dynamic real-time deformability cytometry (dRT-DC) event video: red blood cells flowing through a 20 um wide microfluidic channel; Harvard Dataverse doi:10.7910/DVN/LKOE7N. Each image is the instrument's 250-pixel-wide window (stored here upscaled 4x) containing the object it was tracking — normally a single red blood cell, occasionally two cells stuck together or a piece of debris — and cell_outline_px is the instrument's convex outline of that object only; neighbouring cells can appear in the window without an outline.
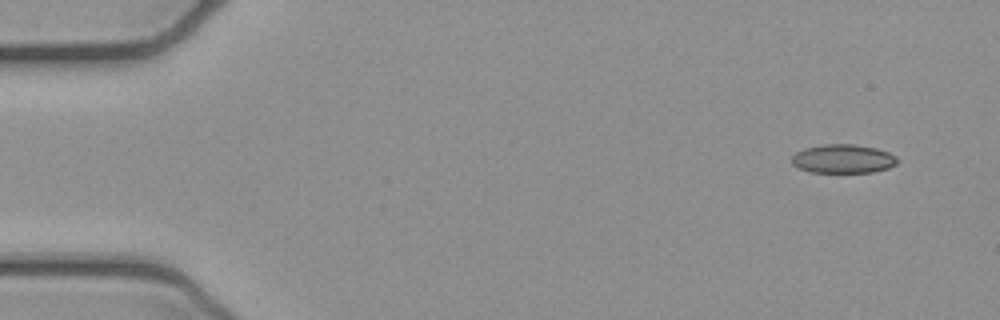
{"species": "common noctule bat (a hibernating species)", "species_latin": "Nyctalus noctula", "temperature_condition": "cold", "stored_images_in_passage": 5, "camera_frame_rate_fps": 3000, "um_per_image_px": 0.085, "animal": {"sex": "female", "body_mass_g": 21.9}, "frame": {"image": 1, "passage_image": 1, "time_ms": 0.0, "image_size_px": [1000, 320], "cell_outline_px": [[896, 164], [888, 168], [872, 172], [812, 172], [800, 168], [792, 164], [792, 156], [796, 152], [804, 148], [824, 144], [852, 144], [876, 148], [888, 152], [896, 156]], "centroid_in_image_um": [71.65, 13.49], "position_along_channel_um": 13.4, "area_um2": 17.57}}
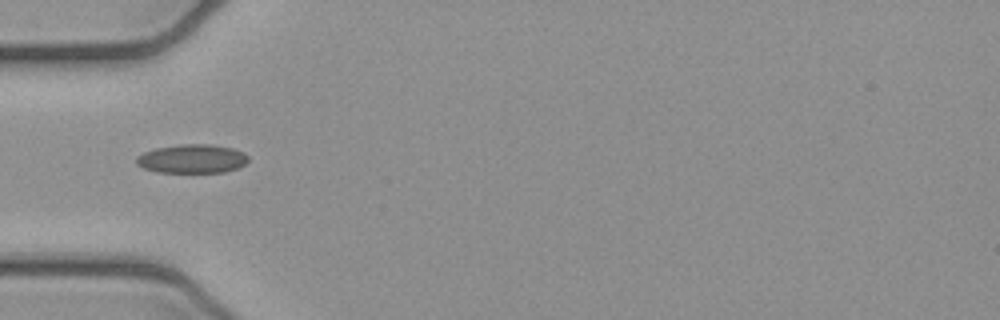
{"frame": {"image": 2, "passage_image": 4, "time_ms": 1.0, "image_size_px": [1000, 320], "cell_outline_px": [[248, 160], [240, 168], [224, 172], [156, 172], [144, 168], [136, 164], [136, 156], [144, 152], [156, 148], [184, 144], [208, 144], [232, 148], [244, 152], [248, 156]], "centroid_in_image_um": [16.34, 13.5], "position_along_channel_um": 68.7, "area_um2": 18.79}}
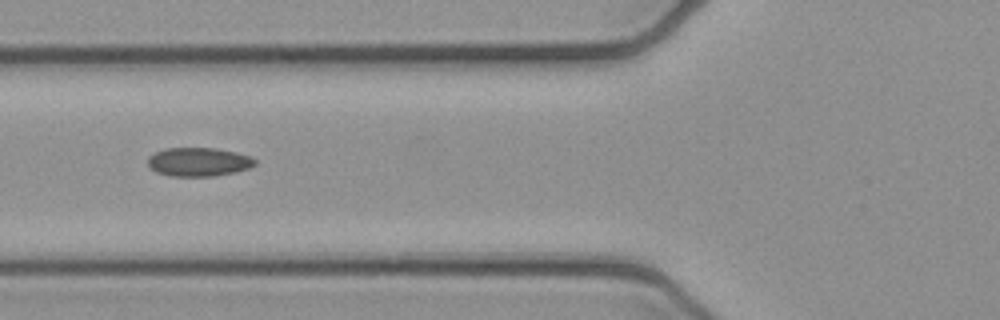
{"frame": {"image": 3, "passage_image": 5, "time_ms": 1.333, "image_size_px": [1000, 320], "cell_outline_px": [[256, 164], [248, 168], [236, 172], [212, 176], [172, 176], [156, 172], [148, 164], [148, 156], [164, 148], [216, 148], [236, 152], [252, 156], [256, 160]], "centroid_in_image_um": [16.9, 13.75], "position_along_channel_um": 108.9, "area_um2": 17.98}}